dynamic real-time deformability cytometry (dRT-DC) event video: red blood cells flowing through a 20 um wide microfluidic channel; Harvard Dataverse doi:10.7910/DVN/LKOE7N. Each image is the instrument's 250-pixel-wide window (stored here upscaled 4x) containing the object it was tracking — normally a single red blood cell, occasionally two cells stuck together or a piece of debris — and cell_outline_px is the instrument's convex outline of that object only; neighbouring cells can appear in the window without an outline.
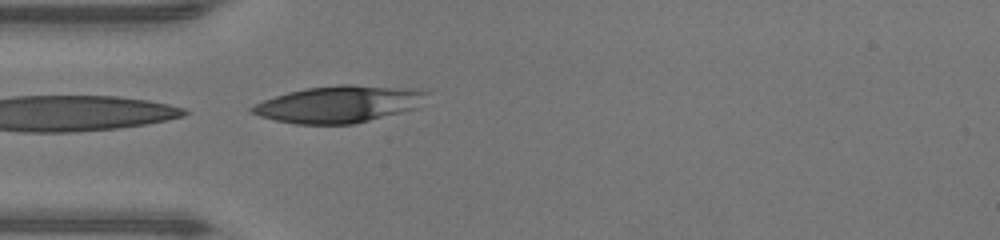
{"species": "human", "species_latin": "Homo sapiens", "temperature_condition": "warm", "stored_images_in_passage": 21, "camera_frame_rate_fps": 3000, "um_per_image_px": 0.085, "donor": {"sex": "male"}, "frame": {"image": 1, "passage_image": 1, "time_ms": 0.0, "image_size_px": [1000, 240], "cell_outline_px": [[428, 92], [420, 108], [352, 124], [296, 124], [276, 120], [260, 116], [248, 112], [248, 108], [264, 100], [288, 92], [308, 88], [340, 84], [352, 84], [408, 88]], "centroid_in_image_um": [28.82, 8.85], "position_along_channel_um": 56.2, "area_um2": 37.45}}
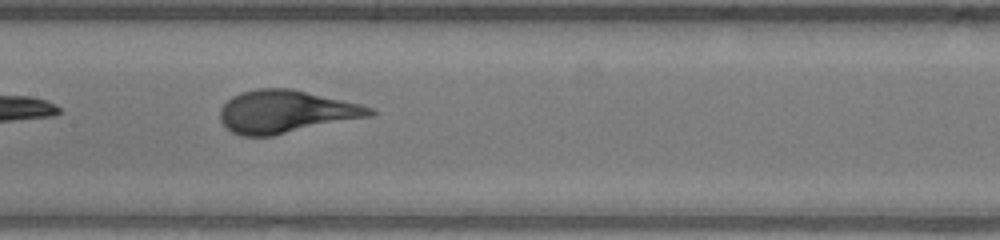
{"frame": {"image": 2, "passage_image": 10, "time_ms": 3.0, "image_size_px": [1000, 240], "cell_outline_px": [[376, 112], [372, 116], [272, 136], [240, 136], [232, 132], [220, 120], [220, 108], [232, 96], [240, 92], [256, 88], [292, 88], [360, 104], [376, 108]], "centroid_in_image_um": [24.31, 9.49], "position_along_channel_um": 183.1, "area_um2": 37.45}}
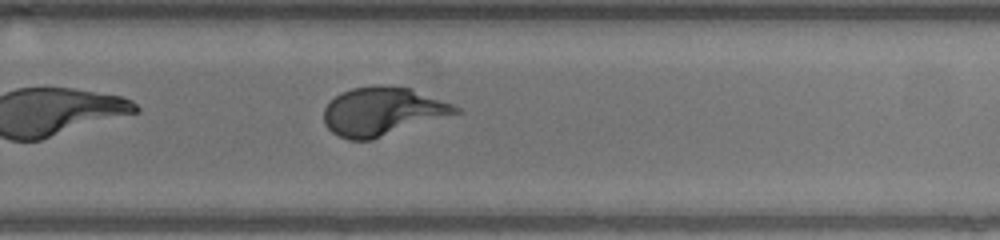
{"frame": {"image": 3, "passage_image": 18, "time_ms": 5.667, "image_size_px": [1000, 240], "cell_outline_px": [[464, 112], [372, 140], [348, 140], [332, 132], [324, 124], [324, 108], [340, 92], [352, 88], [376, 84], [380, 84], [412, 88], [452, 104], [460, 108]], "centroid_in_image_um": [32.54, 9.47], "position_along_channel_um": 297.3, "area_um2": 37.51}}